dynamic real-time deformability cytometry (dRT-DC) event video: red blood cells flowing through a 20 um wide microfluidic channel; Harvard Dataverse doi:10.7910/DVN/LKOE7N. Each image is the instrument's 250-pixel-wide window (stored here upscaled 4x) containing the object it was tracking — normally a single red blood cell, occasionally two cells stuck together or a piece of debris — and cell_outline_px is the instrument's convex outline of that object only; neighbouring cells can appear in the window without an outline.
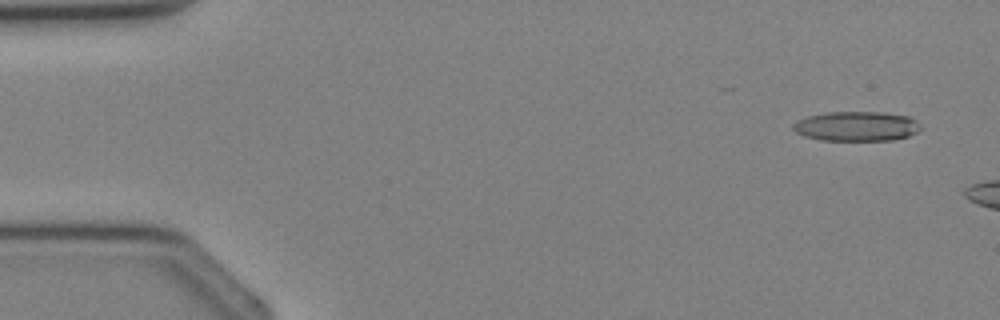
{"species": "Egyptian fruit bat (a non-hibernating species)", "species_latin": "Rousettus aegyptiacus", "temperature_condition": "cold", "stored_images_in_passage": 2, "camera_frame_rate_fps": 3000, "um_per_image_px": 0.085, "animal": {"sex": "female"}, "frame": {"image": 1, "passage_image": 1, "time_ms": 0.0, "image_size_px": [1000, 320], "cell_outline_px": [[920, 128], [916, 132], [908, 136], [892, 140], [820, 140], [804, 136], [796, 132], [792, 128], [792, 124], [796, 120], [808, 116], [828, 112], [884, 112], [908, 116], [916, 120], [920, 124]], "centroid_in_image_um": [72.78, 10.73], "position_along_channel_um": 12.2, "area_um2": 22.08}}